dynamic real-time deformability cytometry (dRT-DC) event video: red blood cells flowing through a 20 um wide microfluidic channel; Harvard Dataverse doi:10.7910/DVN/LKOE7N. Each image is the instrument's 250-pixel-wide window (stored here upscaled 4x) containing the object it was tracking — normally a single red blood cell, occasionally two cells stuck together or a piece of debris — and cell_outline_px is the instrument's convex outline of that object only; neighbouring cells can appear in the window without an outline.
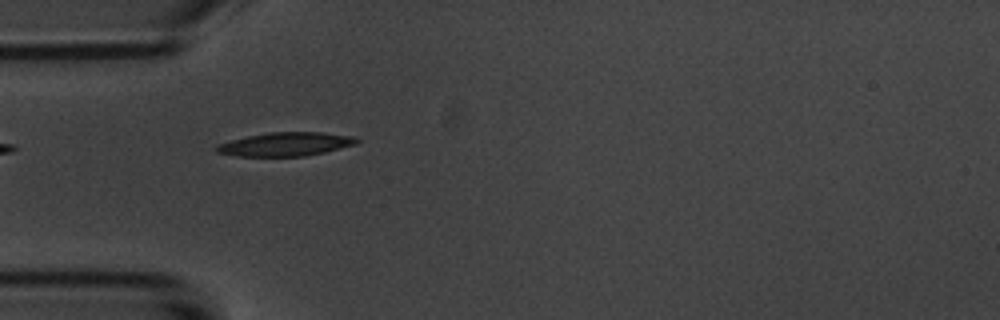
{"species": "common noctule bat (a hibernating species)", "species_latin": "Nyctalus noctula", "temperature_condition": "room temperature", "stored_images_in_passage": 2, "camera_frame_rate_fps": 3000, "um_per_image_px": 0.085, "animal": {"sex": "male", "body_mass_g": 20.1, "forearm_length_mm": 53.5}, "frame": {"image": 1, "passage_image": 2, "time_ms": 1.0, "image_size_px": [1000, 320], "cell_outline_px": [[360, 140], [356, 144], [324, 152], [304, 156], [236, 156], [216, 152], [212, 148], [216, 144], [248, 136], [268, 132], [320, 132], [356, 136]], "centroid_in_image_um": [24.26, 12.25], "position_along_channel_um": 60.7, "area_um2": 19.42}}